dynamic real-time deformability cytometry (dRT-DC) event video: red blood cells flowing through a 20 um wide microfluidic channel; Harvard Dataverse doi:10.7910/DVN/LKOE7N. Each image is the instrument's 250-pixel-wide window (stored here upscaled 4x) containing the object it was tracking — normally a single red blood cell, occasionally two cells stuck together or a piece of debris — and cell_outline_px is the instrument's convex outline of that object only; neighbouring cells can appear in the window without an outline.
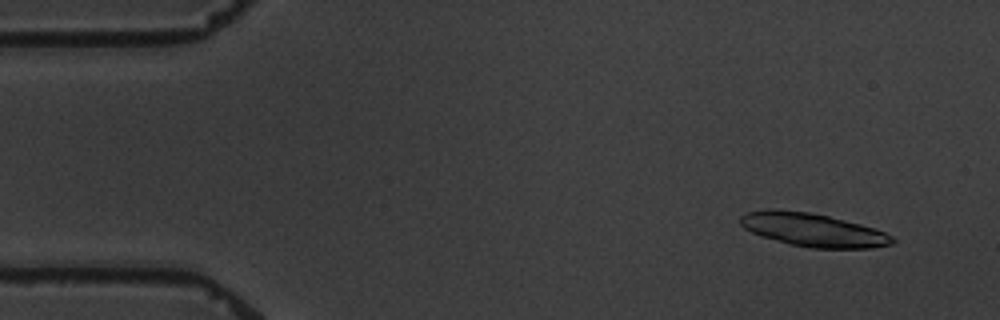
{"species": "common noctule bat (a hibernating species)", "species_latin": "Nyctalus noctula", "temperature_condition": "warm", "stored_images_in_passage": 5, "camera_frame_rate_fps": 3000, "um_per_image_px": 0.085, "animal": {"sex": "male", "body_mass_g": 19.5, "forearm_length_mm": 54.6}, "frame": {"image": 1, "passage_image": 2, "time_ms": 1.0, "image_size_px": [1000, 320], "cell_outline_px": [[896, 240], [892, 244], [872, 248], [808, 248], [788, 244], [760, 236], [744, 228], [740, 224], [740, 216], [748, 212], [768, 208], [772, 208], [808, 212], [828, 216], [860, 224], [884, 232], [892, 236]], "centroid_in_image_um": [69.06, 19.54], "position_along_channel_um": 15.9, "area_um2": 29.59}}